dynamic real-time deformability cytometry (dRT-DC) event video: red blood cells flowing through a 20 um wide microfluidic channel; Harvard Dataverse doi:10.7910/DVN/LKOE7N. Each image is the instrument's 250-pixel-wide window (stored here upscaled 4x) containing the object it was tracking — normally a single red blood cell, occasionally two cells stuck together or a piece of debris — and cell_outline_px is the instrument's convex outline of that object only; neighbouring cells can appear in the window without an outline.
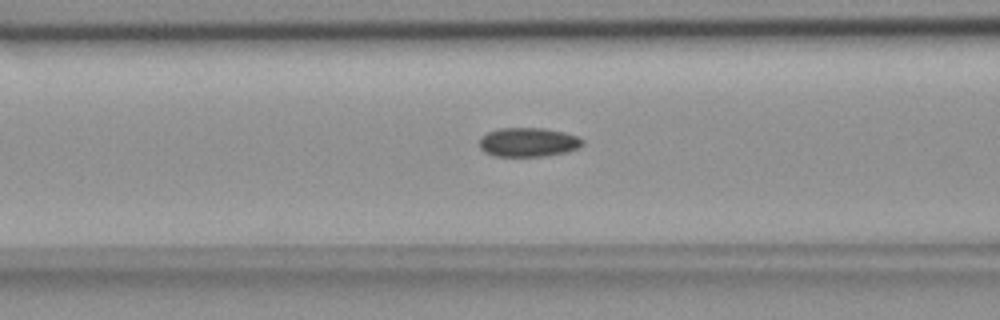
{"species": "common noctule bat (a hibernating species)", "species_latin": "Nyctalus noctula", "temperature_condition": "room temperature", "stored_images_in_passage": 38, "camera_frame_rate_fps": 3000, "um_per_image_px": 0.085, "animal": {"sex": "female", "body_mass_g": 18.4}, "frame": {"image": 1, "passage_image": 5, "time_ms": 1.333, "image_size_px": [1000, 320], "cell_outline_px": [[584, 144], [576, 148], [564, 152], [544, 156], [496, 156], [484, 152], [480, 148], [480, 136], [488, 132], [500, 128], [544, 128], [564, 132], [576, 136], [584, 140]], "centroid_in_image_um": [44.88, 12.08], "position_along_channel_um": 121.7, "area_um2": 17.4}}
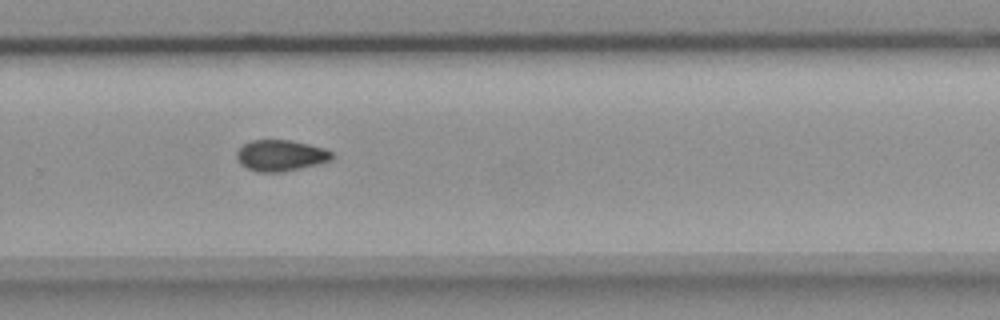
{"frame": {"image": 2, "passage_image": 20, "time_ms": 6.333, "image_size_px": [1000, 320], "cell_outline_px": [[336, 156], [332, 160], [316, 164], [280, 172], [260, 172], [248, 168], [240, 164], [236, 156], [236, 152], [244, 144], [252, 140], [292, 140], [324, 148], [332, 152]], "centroid_in_image_um": [23.87, 13.2], "position_along_channel_um": 305.9, "area_um2": 17.17}}
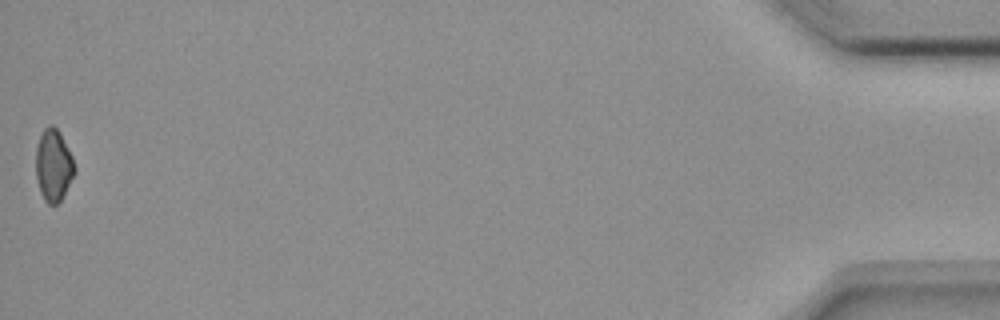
{"frame": {"image": 3, "passage_image": 38, "time_ms": 12.333, "image_size_px": [1000, 320], "cell_outline_px": [[76, 172], [60, 200], [56, 204], [48, 204], [44, 200], [40, 192], [36, 180], [36, 148], [40, 136], [44, 128], [48, 124], [52, 124], [60, 132], [72, 156], [76, 168]], "centroid_in_image_um": [4.54, 14.04], "position_along_channel_um": 430.7, "area_um2": 16.3}}